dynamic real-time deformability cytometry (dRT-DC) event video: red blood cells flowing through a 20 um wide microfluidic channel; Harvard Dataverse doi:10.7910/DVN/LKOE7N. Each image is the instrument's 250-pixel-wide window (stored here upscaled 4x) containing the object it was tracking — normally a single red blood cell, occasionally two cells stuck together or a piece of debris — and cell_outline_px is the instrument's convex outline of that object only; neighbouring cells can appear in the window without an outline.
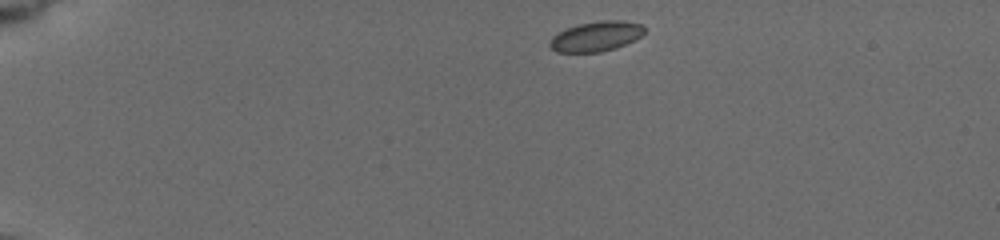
{"species": "common noctule bat (a hibernating species)", "species_latin": "Nyctalus noctula", "temperature_condition": "cold", "stored_images_in_passage": 41, "camera_frame_rate_fps": 3000, "um_per_image_px": 0.085, "animal": {"sex": "female", "body_mass_g": 19.5, "forearm_length_mm": 54.1}, "frame": {"image": 1, "passage_image": 1, "time_ms": 0.0, "image_size_px": [1000, 240], "cell_outline_px": [[644, 32], [640, 36], [616, 48], [600, 52], [556, 52], [548, 44], [548, 40], [552, 36], [568, 28], [580, 24], [600, 20], [620, 20], [640, 24], [644, 28]], "centroid_in_image_um": [50.63, 3.09], "position_along_channel_um": 34.4, "area_um2": 16.3}}
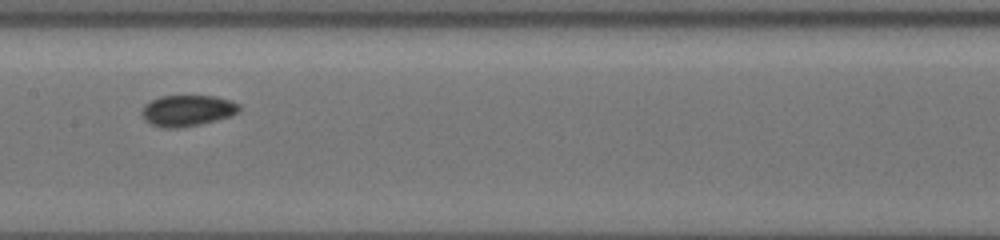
{"frame": {"image": 2, "passage_image": 22, "time_ms": 6.333, "image_size_px": [1000, 240], "cell_outline_px": [[240, 112], [216, 120], [200, 124], [176, 128], [164, 128], [152, 124], [144, 120], [140, 112], [144, 104], [160, 96], [216, 96], [232, 100], [240, 104]], "centroid_in_image_um": [15.92, 9.39], "position_along_channel_um": 191.5, "area_um2": 17.74}}
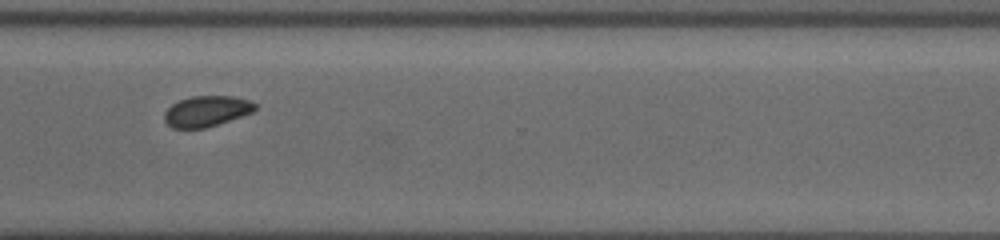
{"frame": {"image": 3, "passage_image": 40, "time_ms": 10.667, "image_size_px": [1000, 240], "cell_outline_px": [[256, 108], [252, 112], [204, 128], [172, 128], [164, 120], [164, 112], [172, 104], [180, 100], [192, 96], [232, 96], [252, 100], [256, 104]], "centroid_in_image_um": [17.55, 9.44], "position_along_channel_um": 353.1, "area_um2": 16.07}}